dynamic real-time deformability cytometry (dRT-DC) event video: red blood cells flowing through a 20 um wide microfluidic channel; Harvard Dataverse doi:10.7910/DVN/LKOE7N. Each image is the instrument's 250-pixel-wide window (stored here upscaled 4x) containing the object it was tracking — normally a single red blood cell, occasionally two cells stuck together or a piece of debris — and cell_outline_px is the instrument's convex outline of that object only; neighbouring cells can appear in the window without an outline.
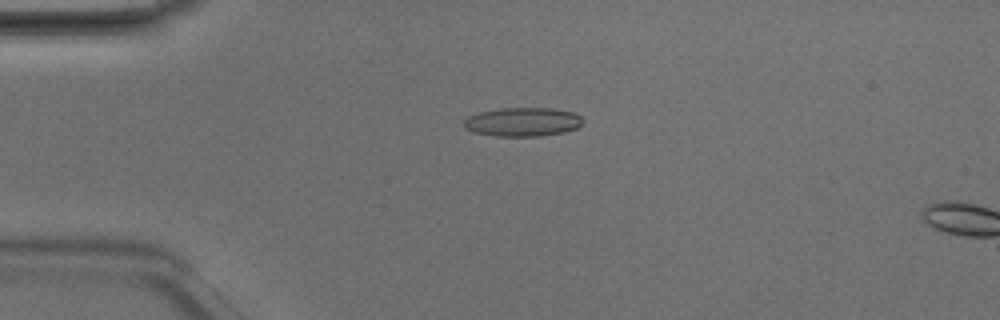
{"species": "Egyptian fruit bat (a non-hibernating species)", "species_latin": "Rousettus aegyptiacus", "temperature_condition": "room temperature", "stored_images_in_passage": 4, "camera_frame_rate_fps": 3000, "um_per_image_px": 0.085, "animal": {"sex": "male"}, "frame": {"image": 1, "passage_image": 3, "time_ms": 0.667, "image_size_px": [1000, 320], "cell_outline_px": [[584, 120], [576, 128], [564, 132], [540, 136], [496, 136], [472, 132], [464, 128], [464, 120], [468, 116], [480, 112], [500, 108], [552, 108], [576, 112]], "centroid_in_image_um": [44.43, 10.36], "position_along_channel_um": 40.6, "area_um2": 20.11}}